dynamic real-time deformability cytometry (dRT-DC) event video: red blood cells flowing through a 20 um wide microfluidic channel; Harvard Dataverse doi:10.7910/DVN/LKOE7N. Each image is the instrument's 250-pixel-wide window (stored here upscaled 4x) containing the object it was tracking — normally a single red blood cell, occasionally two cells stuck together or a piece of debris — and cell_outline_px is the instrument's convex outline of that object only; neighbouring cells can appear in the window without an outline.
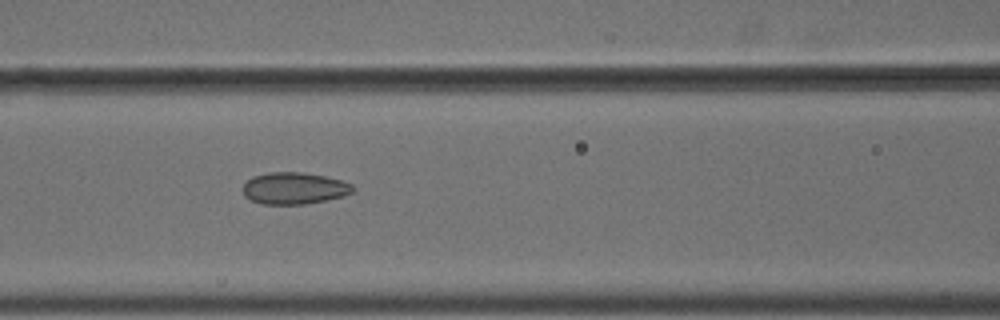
{"species": "common noctule bat (a hibernating species)", "species_latin": "Nyctalus noctula", "temperature_condition": "cold", "stored_images_in_passage": 7, "camera_frame_rate_fps": 3000, "um_per_image_px": 0.085, "animal": {"sex": "male", "body_mass_g": 18.8}, "frame": {"image": 1, "passage_image": 7, "time_ms": 2.0, "image_size_px": [1000, 320], "cell_outline_px": [[356, 188], [352, 192], [344, 196], [304, 204], [260, 204], [244, 196], [244, 184], [252, 176], [268, 172], [300, 172], [324, 176], [340, 180], [352, 184]], "centroid_in_image_um": [25.01, 16.0], "position_along_channel_um": 141.6, "area_um2": 20.29}}